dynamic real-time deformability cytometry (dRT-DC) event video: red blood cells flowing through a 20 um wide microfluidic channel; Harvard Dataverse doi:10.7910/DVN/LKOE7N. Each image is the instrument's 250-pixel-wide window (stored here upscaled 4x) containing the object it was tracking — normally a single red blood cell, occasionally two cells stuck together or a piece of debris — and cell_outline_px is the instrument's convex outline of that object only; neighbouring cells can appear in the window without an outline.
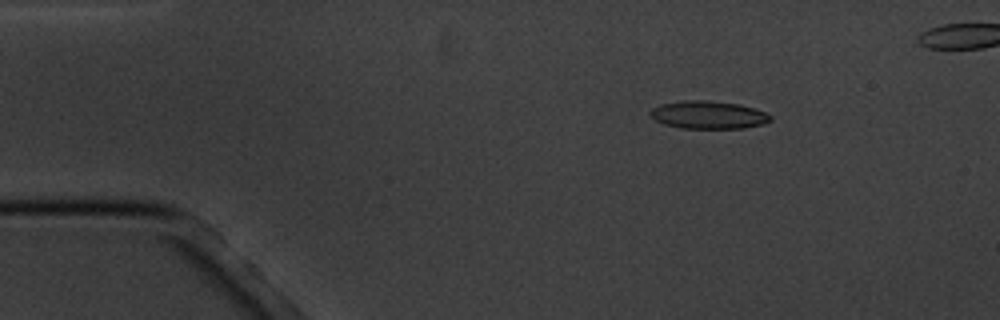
{"species": "common noctule bat (a hibernating species)", "species_latin": "Nyctalus noctula", "temperature_condition": "cold", "stored_images_in_passage": 16, "camera_frame_rate_fps": 3000, "um_per_image_px": 0.085, "animal": {"sex": "male", "body_mass_g": 20.1, "forearm_length_mm": 53.5}, "frame": {"image": 1, "passage_image": 3, "time_ms": 2.333, "image_size_px": [1000, 320], "cell_outline_px": [[772, 120], [764, 124], [744, 128], [680, 128], [664, 124], [656, 120], [648, 112], [652, 108], [660, 104], [684, 100], [704, 100], [740, 104], [764, 112], [772, 116]], "centroid_in_image_um": [60.21, 9.76], "position_along_channel_um": 24.8, "area_um2": 19.48}}
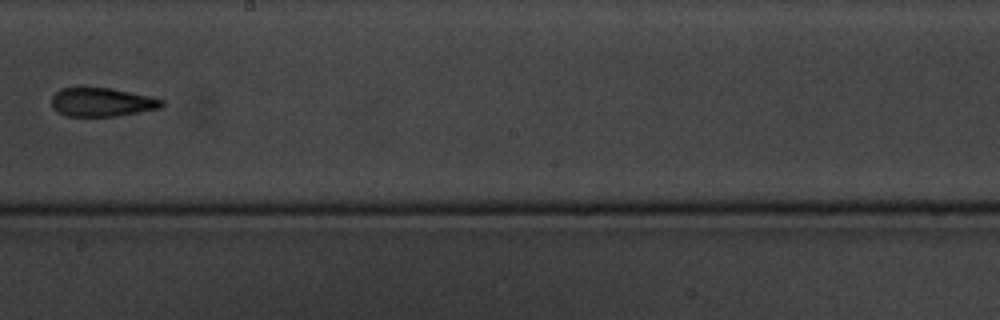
{"frame": {"image": 2, "passage_image": 10, "time_ms": 10.333, "image_size_px": [1000, 320], "cell_outline_px": [[164, 104], [160, 108], [116, 116], [68, 116], [52, 108], [52, 96], [60, 88], [80, 84], [112, 88], [152, 96], [164, 100]], "centroid_in_image_um": [8.63, 8.62], "position_along_channel_um": 239.6, "area_um2": 19.13}}
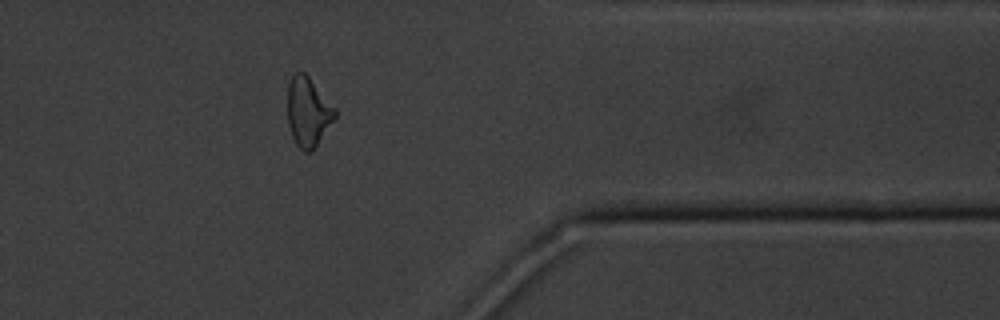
{"frame": {"image": 3, "passage_image": 14, "time_ms": 15.0, "image_size_px": [1000, 320], "cell_outline_px": [[336, 116], [312, 152], [304, 152], [296, 144], [292, 136], [288, 124], [288, 84], [292, 76], [296, 72], [304, 72], [308, 76], [336, 108]], "centroid_in_image_um": [26.18, 9.52], "position_along_channel_um": 385.2, "area_um2": 19.02}}